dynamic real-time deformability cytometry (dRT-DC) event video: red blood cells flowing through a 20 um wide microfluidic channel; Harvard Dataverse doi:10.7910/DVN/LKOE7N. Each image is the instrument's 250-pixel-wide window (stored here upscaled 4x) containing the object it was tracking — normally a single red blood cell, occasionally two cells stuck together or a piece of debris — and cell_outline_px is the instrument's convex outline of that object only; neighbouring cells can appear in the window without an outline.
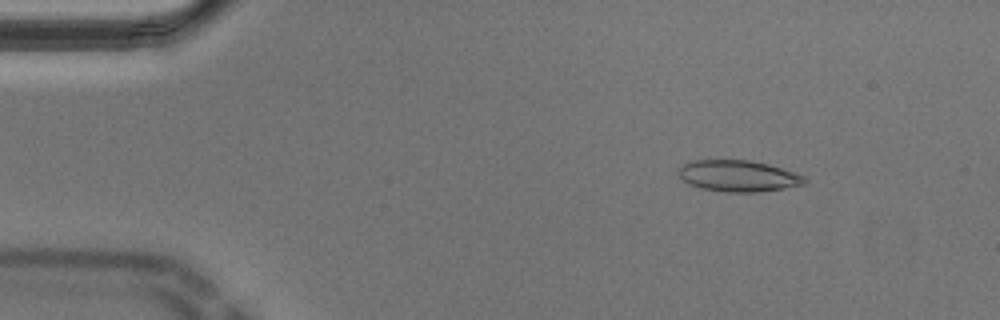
{"species": "Egyptian fruit bat (a non-hibernating species)", "species_latin": "Rousettus aegyptiacus", "temperature_condition": "cold", "stored_images_in_passage": 53, "camera_frame_rate_fps": 3000, "um_per_image_px": 0.085, "animal": {"sex": "male"}, "frame": {"image": 1, "passage_image": 6, "time_ms": 1.667, "image_size_px": [1000, 320], "cell_outline_px": [[808, 180], [804, 184], [784, 188], [760, 192], [724, 192], [700, 188], [688, 184], [676, 172], [684, 164], [692, 160], [752, 160], [768, 164], [804, 176]], "centroid_in_image_um": [62.73, 14.96], "position_along_channel_um": 22.3, "area_um2": 23.0}}
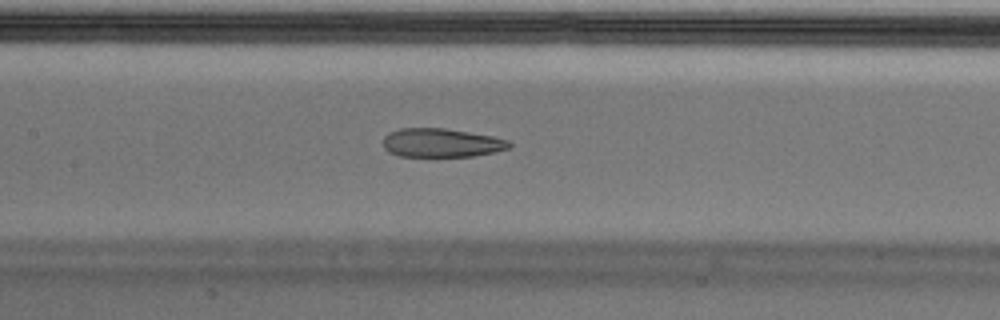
{"frame": {"image": 2, "passage_image": 24, "time_ms": 7.667, "image_size_px": [1000, 320], "cell_outline_px": [[512, 144], [508, 148], [496, 152], [472, 156], [400, 156], [388, 152], [384, 148], [384, 136], [388, 132], [400, 128], [444, 128], [492, 136], [508, 140]], "centroid_in_image_um": [37.5, 12.14], "position_along_channel_um": 169.9, "area_um2": 21.1}}
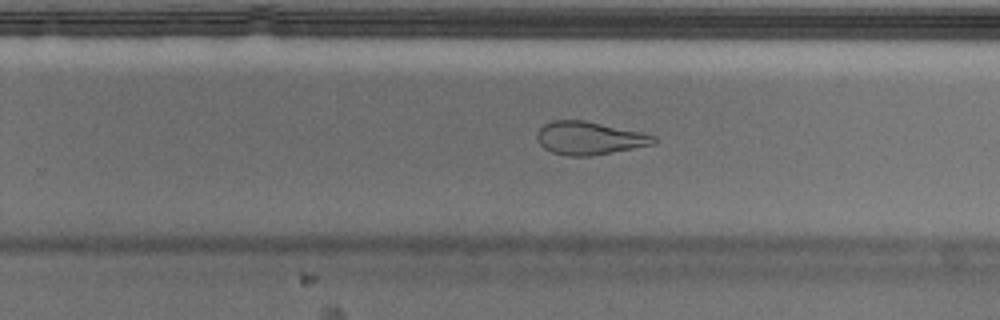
{"frame": {"image": 3, "passage_image": 33, "time_ms": 10.667, "image_size_px": [1000, 320], "cell_outline_px": [[656, 140], [652, 144], [612, 152], [588, 156], [568, 156], [552, 152], [544, 148], [540, 144], [536, 136], [540, 128], [544, 124], [552, 120], [584, 120], [644, 132], [656, 136]], "centroid_in_image_um": [50.08, 11.73], "position_along_channel_um": 279.7, "area_um2": 22.37}, "authors_computed_cell_mechanics": {"area_um2": 23.6402, "velocity_mm_per_s": 3.6678, "shape_relaxation_time_tau1_ms": null, "shape_relaxation_time_tau2_ms": 2.3214, "deformation_change_tau1": null, "deformation_change_tau2": 0.0982}}